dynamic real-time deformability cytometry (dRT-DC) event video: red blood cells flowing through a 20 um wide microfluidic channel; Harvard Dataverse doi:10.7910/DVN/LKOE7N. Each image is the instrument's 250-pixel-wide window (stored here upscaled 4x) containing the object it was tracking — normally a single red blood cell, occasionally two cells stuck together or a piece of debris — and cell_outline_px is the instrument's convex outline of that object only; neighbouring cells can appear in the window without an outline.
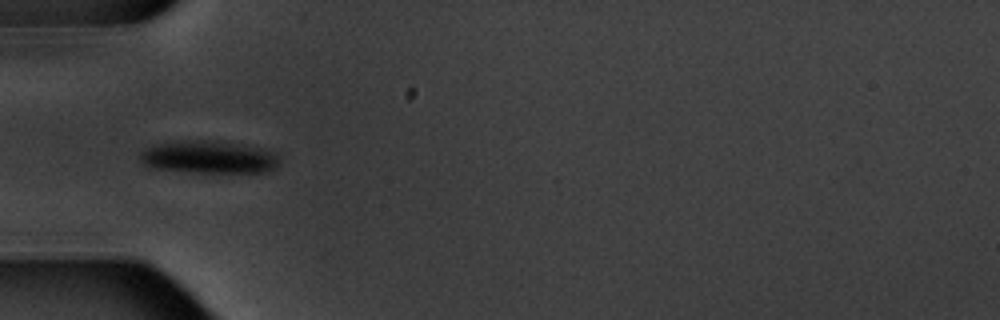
{"species": "common noctule bat (a hibernating species)", "species_latin": "Nyctalus noctula", "temperature_condition": "warm", "stored_images_in_passage": 6, "camera_frame_rate_fps": 3000, "um_per_image_px": 0.085, "animal": {"sex": "male", "body_mass_g": 20.1, "forearm_length_mm": 53.5}, "frame": {"image": 1, "passage_image": 6, "time_ms": 6.0, "image_size_px": [1000, 320], "cell_outline_px": [[280, 164], [276, 168], [268, 172], [192, 172], [148, 168], [140, 160], [140, 152], [156, 144], [188, 140], [220, 140], [264, 148], [276, 152], [280, 160]], "centroid_in_image_um": [17.81, 13.35], "position_along_channel_um": 67.2, "area_um2": 26.99}}